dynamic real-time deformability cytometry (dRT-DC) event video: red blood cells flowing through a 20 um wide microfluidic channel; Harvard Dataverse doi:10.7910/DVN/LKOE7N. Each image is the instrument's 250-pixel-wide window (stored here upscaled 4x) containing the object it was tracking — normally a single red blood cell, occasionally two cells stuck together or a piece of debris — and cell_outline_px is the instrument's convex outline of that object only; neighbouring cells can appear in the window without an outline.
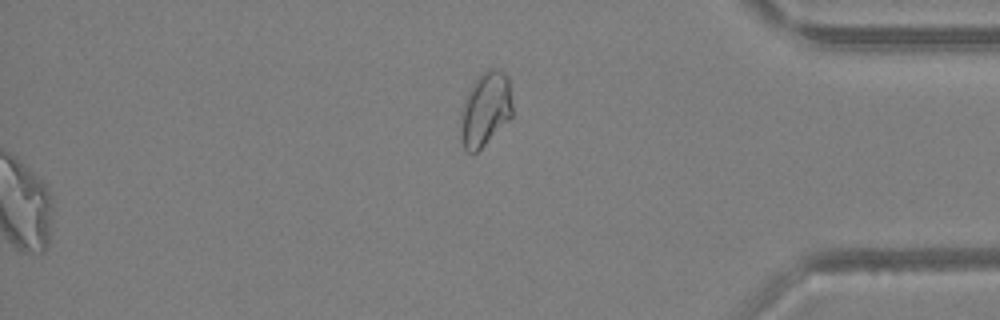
{"species": "Egyptian fruit bat (a non-hibernating species)", "species_latin": "Rousettus aegyptiacus", "temperature_condition": "warm", "stored_images_in_passage": 42, "segment_of_instrument_passage": [2, 2], "camera_frame_rate_fps": 3000, "um_per_image_px": 0.085, "animal": {"sex": "female"}, "frame": {"image": 1, "passage_image": 42, "time_ms": 13.667, "image_size_px": [1000, 320], "cell_outline_px": [[512, 116], [476, 152], [468, 152], [464, 148], [460, 136], [460, 108], [472, 84], [488, 68], [496, 68], [504, 72], [508, 76], [512, 104]], "centroid_in_image_um": [41.24, 9.26], "position_along_channel_um": 394.0, "area_um2": 22.25}}